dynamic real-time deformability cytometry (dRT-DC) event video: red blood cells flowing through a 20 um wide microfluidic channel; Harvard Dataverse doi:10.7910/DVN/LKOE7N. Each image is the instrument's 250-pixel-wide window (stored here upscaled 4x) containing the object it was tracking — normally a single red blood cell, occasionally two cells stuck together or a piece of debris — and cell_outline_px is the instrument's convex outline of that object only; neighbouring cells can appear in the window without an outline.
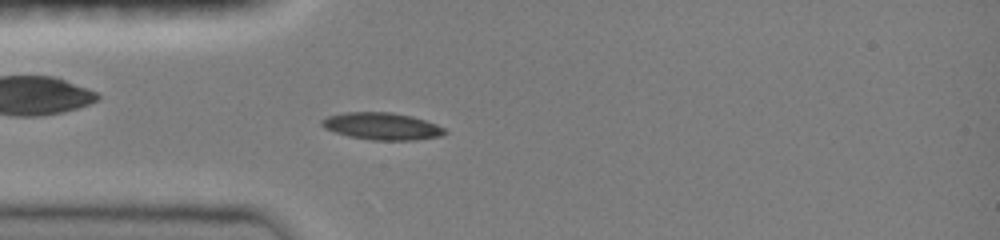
{"species": "common noctule bat (a hibernating species)", "species_latin": "Nyctalus noctula", "temperature_condition": "room temperature", "stored_images_in_passage": 46, "camera_frame_rate_fps": 3000, "um_per_image_px": 0.085, "animal": {"sex": "female", "body_mass_g": 19.0, "forearm_length_mm": 51.5}, "frame": {"image": 1, "passage_image": 12, "time_ms": 3.667, "image_size_px": [1000, 240], "cell_outline_px": [[448, 132], [440, 136], [416, 140], [372, 140], [348, 136], [324, 128], [320, 124], [320, 120], [328, 116], [344, 112], [392, 112], [412, 116], [436, 124], [444, 128]], "centroid_in_image_um": [32.45, 10.72], "position_along_channel_um": 52.5, "area_um2": 19.48}}
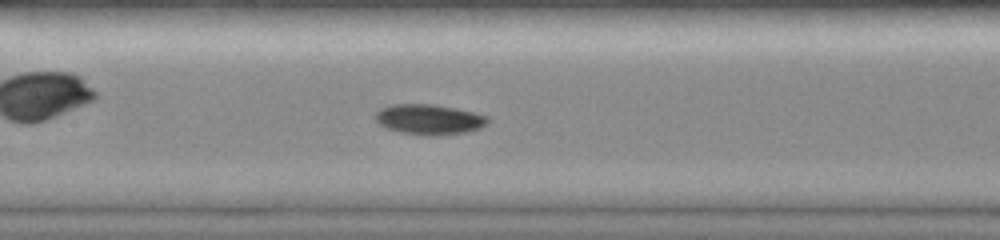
{"frame": {"image": 2, "passage_image": 21, "time_ms": 6.667, "image_size_px": [1000, 240], "cell_outline_px": [[488, 124], [480, 128], [468, 132], [428, 136], [400, 132], [384, 128], [376, 120], [376, 112], [380, 108], [392, 104], [432, 104], [456, 108], [476, 112], [488, 116]], "centroid_in_image_um": [36.49, 10.15], "position_along_channel_um": 170.9, "area_um2": 20.0}}
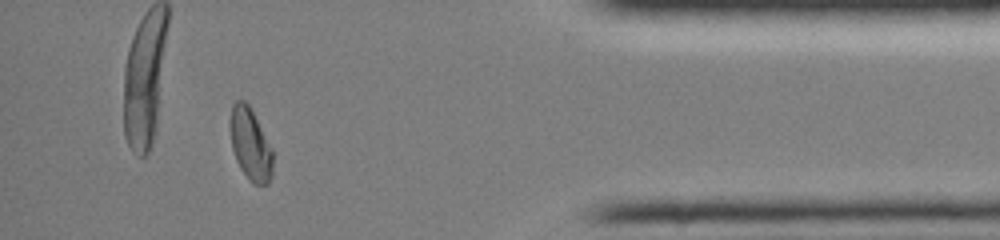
{"frame": {"image": 3, "passage_image": 41, "time_ms": 13.333, "image_size_px": [1000, 240], "cell_outline_px": [[272, 176], [268, 184], [252, 184], [240, 168], [236, 160], [232, 148], [228, 124], [232, 104], [236, 100], [244, 100], [248, 104], [272, 148]], "centroid_in_image_um": [21.25, 12.25], "position_along_channel_um": 414.0, "area_um2": 18.03}, "authors_computed_cell_mechanics": {"area_um2": 18.3515, "velocity_mm_per_s": 4.0706, "shape_relaxation_time_tau1_ms": 5.5217, "shape_relaxation_time_tau2_ms": 9.5843, "deformation_change_tau1": 0.1918, "deformation_change_tau2": 0.1093}}